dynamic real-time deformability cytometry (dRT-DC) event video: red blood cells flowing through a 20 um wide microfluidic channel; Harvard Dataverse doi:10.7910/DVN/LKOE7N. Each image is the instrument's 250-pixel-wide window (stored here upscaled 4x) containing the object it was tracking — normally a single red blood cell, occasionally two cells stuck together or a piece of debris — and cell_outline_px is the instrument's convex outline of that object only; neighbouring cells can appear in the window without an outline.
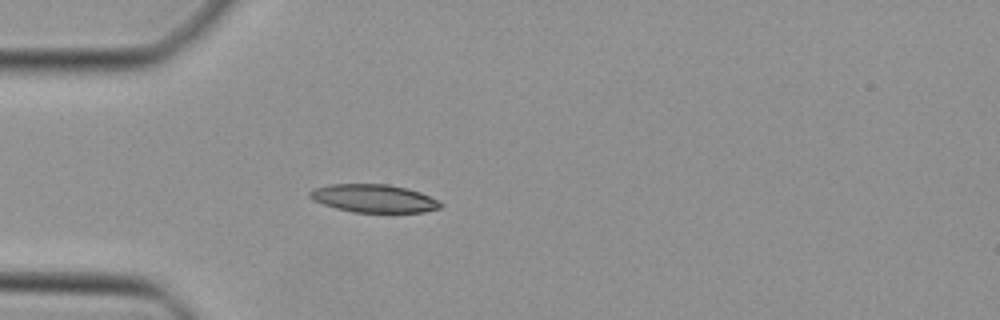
{"species": "Egyptian fruit bat (a non-hibernating species)", "species_latin": "Rousettus aegyptiacus", "temperature_condition": "cold", "stored_images_in_passage": 40, "camera_frame_rate_fps": 3000, "um_per_image_px": 0.085, "animal": {"sex": "female"}, "frame": {"image": 1, "passage_image": 7, "time_ms": 2.0, "image_size_px": [1000, 320], "cell_outline_px": [[444, 204], [440, 208], [424, 212], [352, 212], [336, 208], [312, 200], [308, 196], [308, 192], [312, 188], [328, 184], [388, 184], [408, 188], [420, 192], [440, 200]], "centroid_in_image_um": [31.77, 16.85], "position_along_channel_um": 53.2, "area_um2": 21.62}}
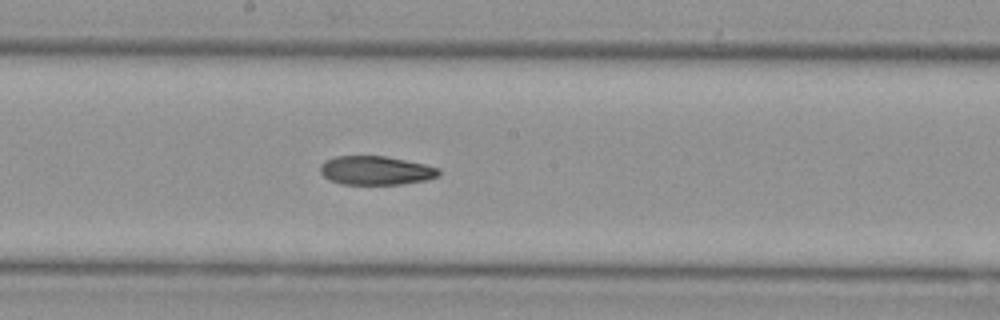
{"frame": {"image": 2, "passage_image": 19, "time_ms": 6.0, "image_size_px": [1000, 320], "cell_outline_px": [[440, 176], [424, 180], [400, 184], [344, 184], [332, 180], [324, 176], [320, 172], [320, 164], [324, 160], [336, 156], [384, 156], [424, 164], [440, 168]], "centroid_in_image_um": [31.94, 14.48], "position_along_channel_um": 216.3, "area_um2": 19.77}}
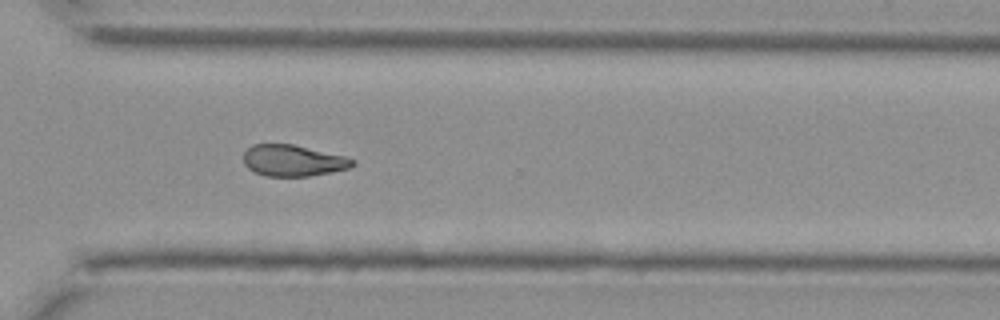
{"frame": {"image": 3, "passage_image": 28, "time_ms": 9.0, "image_size_px": [1000, 320], "cell_outline_px": [[356, 164], [348, 168], [308, 176], [264, 176], [248, 168], [244, 164], [244, 152], [252, 144], [292, 144], [344, 156], [356, 160]], "centroid_in_image_um": [24.89, 13.64], "position_along_channel_um": 345.7, "area_um2": 19.71}}